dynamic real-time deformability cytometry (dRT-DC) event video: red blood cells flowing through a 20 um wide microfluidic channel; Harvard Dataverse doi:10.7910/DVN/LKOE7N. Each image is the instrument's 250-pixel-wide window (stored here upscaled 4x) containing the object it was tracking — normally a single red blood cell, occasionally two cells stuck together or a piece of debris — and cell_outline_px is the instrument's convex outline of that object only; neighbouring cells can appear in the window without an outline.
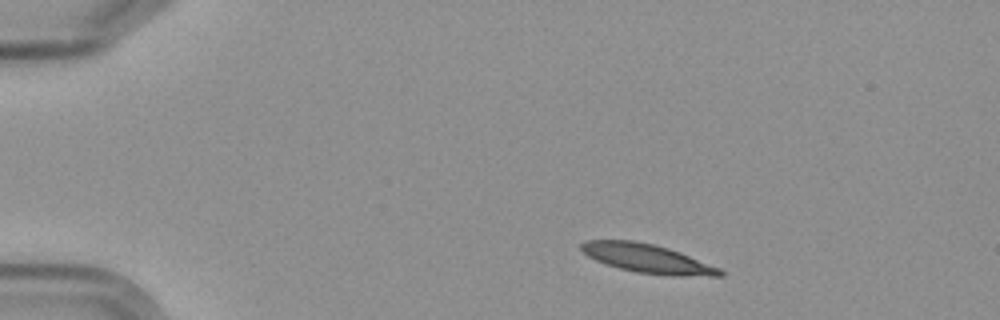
{"species": "Egyptian fruit bat (a non-hibernating species)", "species_latin": "Rousettus aegyptiacus", "temperature_condition": "cold", "stored_images_in_passage": 4, "camera_frame_rate_fps": 3000, "um_per_image_px": 0.085, "frame": {"image": 1, "passage_image": 1, "time_ms": 0.0, "image_size_px": [1000, 320], "cell_outline_px": [[724, 276], [672, 276], [636, 272], [604, 264], [588, 256], [580, 248], [580, 244], [584, 240], [636, 240], [668, 248], [680, 252], [720, 268], [724, 272]], "centroid_in_image_um": [55.03, 21.97], "position_along_channel_um": 30.0, "area_um2": 23.35}}
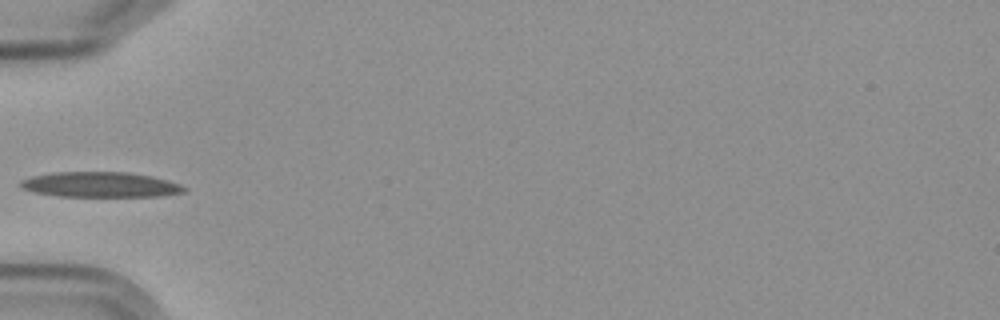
{"frame": {"image": 2, "passage_image": 4, "time_ms": 3.333, "image_size_px": [1000, 320], "cell_outline_px": [[188, 188], [184, 192], [164, 196], [56, 196], [32, 192], [24, 188], [20, 184], [20, 180], [32, 176], [52, 172], [128, 172], [152, 176], [168, 180], [180, 184]], "centroid_in_image_um": [8.55, 15.69], "position_along_channel_um": 76.5, "area_um2": 24.16}}